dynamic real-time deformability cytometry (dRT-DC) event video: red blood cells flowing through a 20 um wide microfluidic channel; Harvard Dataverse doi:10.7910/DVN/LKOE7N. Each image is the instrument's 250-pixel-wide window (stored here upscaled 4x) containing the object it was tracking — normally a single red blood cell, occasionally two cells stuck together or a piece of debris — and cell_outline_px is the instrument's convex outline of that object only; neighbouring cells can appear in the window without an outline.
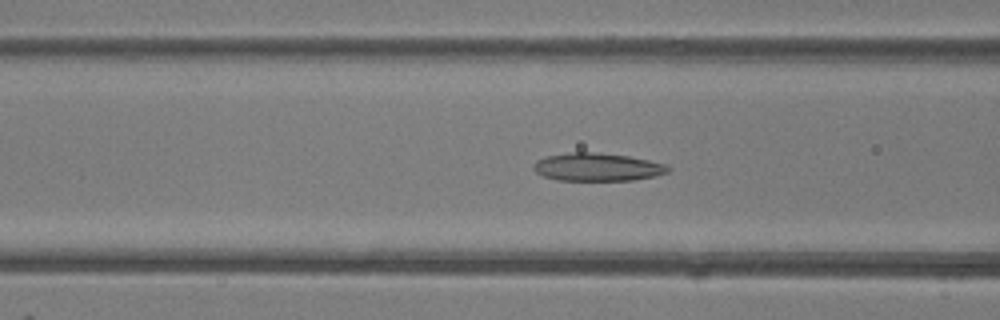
{"species": "common noctule bat (a hibernating species)", "species_latin": "Nyctalus noctula", "temperature_condition": "room temperature", "stored_images_in_passage": 40, "camera_frame_rate_fps": 3000, "um_per_image_px": 0.085, "animal": {"sex": "female"}, "frame": {"image": 1, "passage_image": 11, "time_ms": 3.333, "image_size_px": [1000, 320], "cell_outline_px": [[672, 168], [668, 172], [656, 176], [632, 180], [556, 180], [544, 176], [536, 172], [532, 168], [532, 164], [536, 160], [544, 156], [568, 152], [600, 152], [628, 156], [648, 160], [664, 164]], "centroid_in_image_um": [50.73, 14.19], "position_along_channel_um": 115.9, "area_um2": 22.14}}
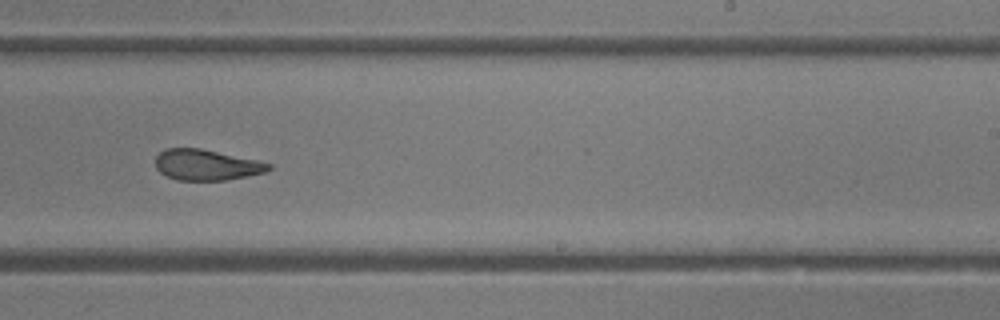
{"frame": {"image": 2, "passage_image": 22, "time_ms": 7.0, "image_size_px": [1000, 320], "cell_outline_px": [[272, 168], [264, 172], [224, 180], [176, 180], [160, 172], [156, 168], [156, 156], [164, 148], [200, 148], [256, 160], [272, 164]], "centroid_in_image_um": [17.51, 14.01], "position_along_channel_um": 271.5, "area_um2": 20.06}}
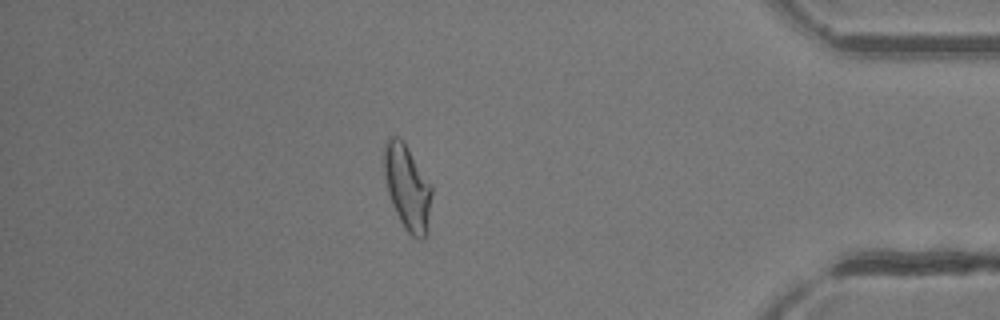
{"frame": {"image": 3, "passage_image": 34, "time_ms": 11.0, "image_size_px": [1000, 320], "cell_outline_px": [[432, 192], [428, 232], [424, 240], [420, 240], [412, 236], [404, 228], [392, 204], [388, 192], [384, 176], [384, 144], [388, 136], [396, 136], [404, 140], [432, 184]], "centroid_in_image_um": [34.64, 15.91], "position_along_channel_um": 400.6, "area_um2": 24.16}, "authors_computed_cell_mechanics": {"area_um2": 22.4264, "velocity_mm_per_s": 4.2464, "shape_relaxation_time_tau1_ms": 5.3669, "shape_relaxation_time_tau2_ms": 1.4666, "deformation_change_tau1": 0.1813, "deformation_change_tau2": 0.0963}}